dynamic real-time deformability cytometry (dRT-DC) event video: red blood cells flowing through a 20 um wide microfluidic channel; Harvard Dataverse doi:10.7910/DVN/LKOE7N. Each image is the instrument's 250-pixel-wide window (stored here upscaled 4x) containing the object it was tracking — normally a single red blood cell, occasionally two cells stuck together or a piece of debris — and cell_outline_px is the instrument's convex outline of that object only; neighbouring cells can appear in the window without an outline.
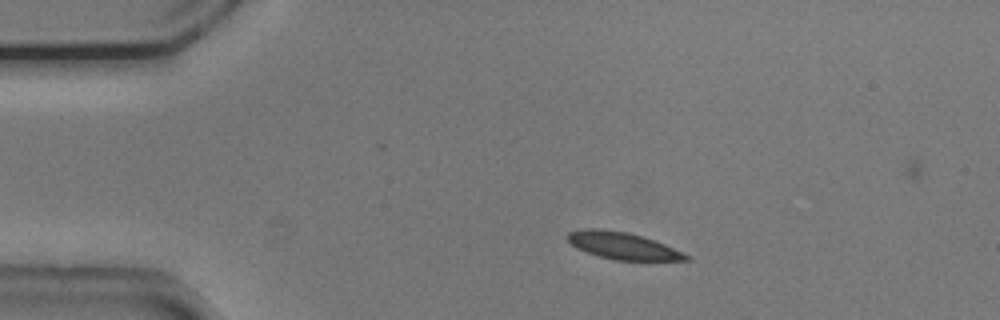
{"species": "common noctule bat (a hibernating species)", "species_latin": "Nyctalus noctula", "temperature_condition": "cold", "stored_images_in_passage": 6, "camera_frame_rate_fps": 3000, "um_per_image_px": 0.085, "animal": {"sex": "male", "body_mass_g": 20.5, "forearm_length_mm": 52.5}, "frame": {"image": 1, "passage_image": 1, "time_ms": 0.0, "image_size_px": [1000, 320], "cell_outline_px": [[692, 260], [616, 260], [600, 256], [576, 248], [568, 240], [568, 232], [588, 228], [596, 228], [628, 232], [664, 244], [692, 256]], "centroid_in_image_um": [52.96, 20.89], "position_along_channel_um": 32.0, "area_um2": 18.32}}